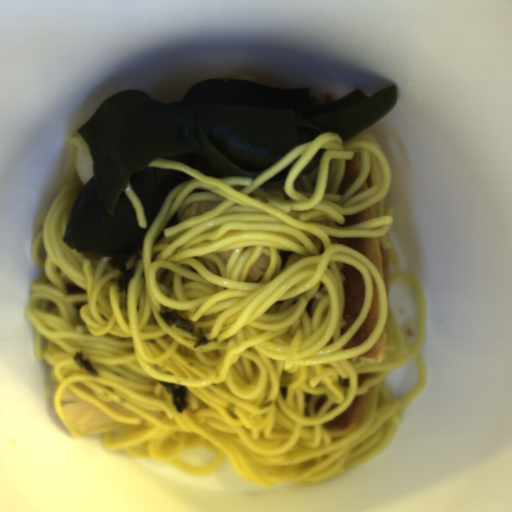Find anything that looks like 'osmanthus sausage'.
Masks as SVG:
<instances>
[{
  "instance_id": "d35146e8",
  "label": "osmanthus sausage",
  "mask_w": 512,
  "mask_h": 512,
  "mask_svg": "<svg viewBox=\"0 0 512 512\" xmlns=\"http://www.w3.org/2000/svg\"><path fill=\"white\" fill-rule=\"evenodd\" d=\"M61 402L67 418L83 435L116 425L118 422L88 404L68 388L64 390Z\"/></svg>"
},
{
  "instance_id": "a09e9dec",
  "label": "osmanthus sausage",
  "mask_w": 512,
  "mask_h": 512,
  "mask_svg": "<svg viewBox=\"0 0 512 512\" xmlns=\"http://www.w3.org/2000/svg\"><path fill=\"white\" fill-rule=\"evenodd\" d=\"M271 265V257L266 254H260L248 271L245 282H258L266 273Z\"/></svg>"
},
{
  "instance_id": "341b10c4",
  "label": "osmanthus sausage",
  "mask_w": 512,
  "mask_h": 512,
  "mask_svg": "<svg viewBox=\"0 0 512 512\" xmlns=\"http://www.w3.org/2000/svg\"><path fill=\"white\" fill-rule=\"evenodd\" d=\"M221 202H197L186 208L181 216V222L212 209Z\"/></svg>"
}]
</instances>
